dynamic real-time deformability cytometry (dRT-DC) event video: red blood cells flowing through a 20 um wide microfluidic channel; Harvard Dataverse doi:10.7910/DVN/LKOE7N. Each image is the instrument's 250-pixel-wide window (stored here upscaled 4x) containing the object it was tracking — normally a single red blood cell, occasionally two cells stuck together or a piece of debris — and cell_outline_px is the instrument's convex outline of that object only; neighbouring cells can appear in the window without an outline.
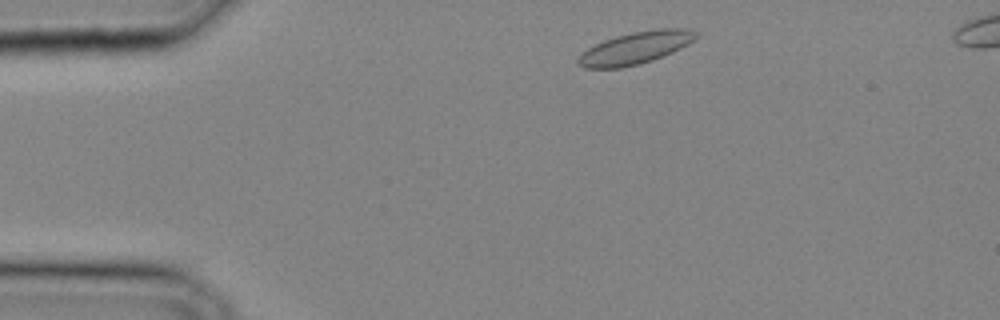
{"species": "common noctule bat (a hibernating species)", "species_latin": "Nyctalus noctula", "temperature_condition": "cold", "stored_images_in_passage": 7, "camera_frame_rate_fps": 3000, "um_per_image_px": 0.085, "animal": {"sex": "male", "body_mass_g": 20.4}, "frame": {"image": 1, "passage_image": 2, "time_ms": 0.333, "image_size_px": [1000, 320], "cell_outline_px": [[700, 36], [688, 44], [664, 56], [640, 64], [624, 68], [584, 68], [576, 64], [576, 60], [588, 48], [604, 40], [616, 36], [632, 32], [656, 28], [688, 28], [700, 32]], "centroid_in_image_um": [54.06, 4.06], "position_along_channel_um": 30.9, "area_um2": 22.37}}